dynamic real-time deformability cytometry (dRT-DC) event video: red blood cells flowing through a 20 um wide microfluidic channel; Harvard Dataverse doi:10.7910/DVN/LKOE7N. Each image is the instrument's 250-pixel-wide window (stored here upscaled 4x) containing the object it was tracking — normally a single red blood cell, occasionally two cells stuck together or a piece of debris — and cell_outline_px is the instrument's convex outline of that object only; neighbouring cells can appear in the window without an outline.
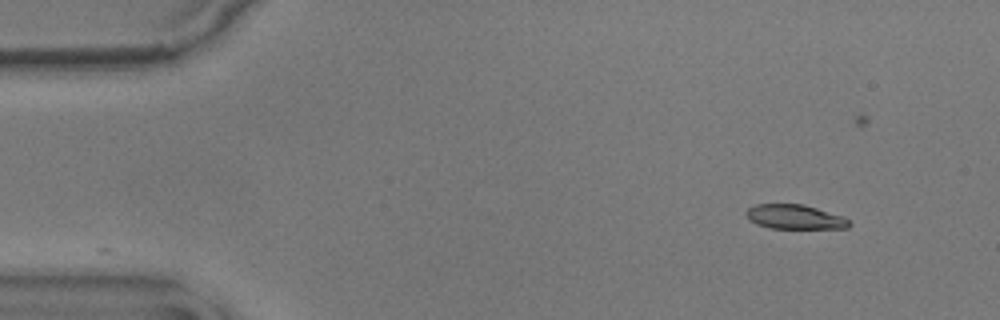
{"species": "common noctule bat (a hibernating species)", "species_latin": "Nyctalus noctula", "temperature_condition": "warm", "stored_images_in_passage": 11, "camera_frame_rate_fps": 3000, "um_per_image_px": 0.085, "animal": {"sex": "male", "body_mass_g": 17.9}, "frame": {"image": 1, "passage_image": 1, "time_ms": 0.0, "image_size_px": [1000, 320], "cell_outline_px": [[852, 224], [848, 228], [772, 228], [756, 224], [748, 220], [744, 212], [748, 208], [756, 204], [804, 204], [844, 216]], "centroid_in_image_um": [67.55, 18.43], "position_along_channel_um": 17.5, "area_um2": 14.8}}